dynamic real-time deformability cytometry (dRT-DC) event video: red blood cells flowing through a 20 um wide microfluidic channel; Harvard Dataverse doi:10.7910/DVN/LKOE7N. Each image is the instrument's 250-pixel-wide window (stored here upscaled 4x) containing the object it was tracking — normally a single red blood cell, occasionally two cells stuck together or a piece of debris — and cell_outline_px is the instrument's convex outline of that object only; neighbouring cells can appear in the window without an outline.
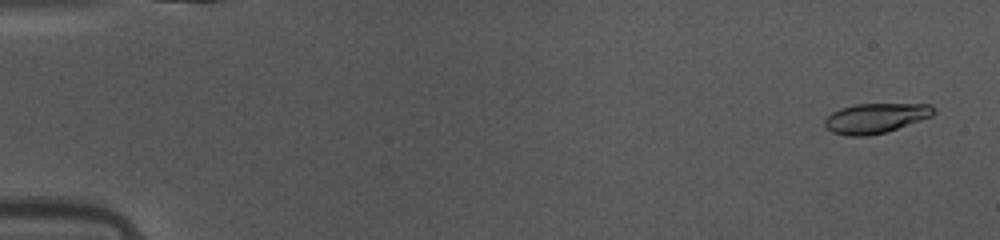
{"species": "common noctule bat (a hibernating species)", "species_latin": "Nyctalus noctula", "temperature_condition": "warm", "stored_images_in_passage": 48, "camera_frame_rate_fps": 3000, "um_per_image_px": 0.085, "animal": {"sex": "female", "body_mass_g": 10.0, "forearm_length_mm": 53.1}, "frame": {"image": 1, "passage_image": 2, "time_ms": 0.333, "image_size_px": [1000, 240], "cell_outline_px": [[936, 112], [932, 116], [884, 132], [868, 136], [848, 136], [832, 132], [824, 124], [824, 120], [832, 112], [840, 108], [856, 104], [932, 104], [936, 108]], "centroid_in_image_um": [74.43, 10.03], "position_along_channel_um": 10.6, "area_um2": 18.84}}
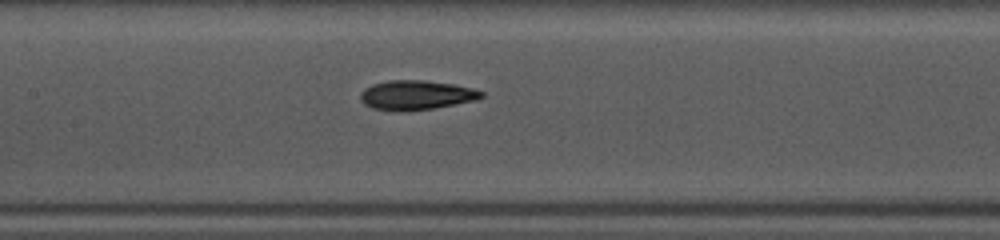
{"frame": {"image": 2, "passage_image": 23, "time_ms": 7.333, "image_size_px": [1000, 240], "cell_outline_px": [[484, 96], [476, 100], [436, 108], [396, 112], [372, 108], [364, 104], [360, 100], [360, 92], [364, 88], [372, 84], [388, 80], [424, 80], [452, 84], [472, 88], [484, 92]], "centroid_in_image_um": [35.35, 8.09], "position_along_channel_um": 172.1, "area_um2": 20.98}}
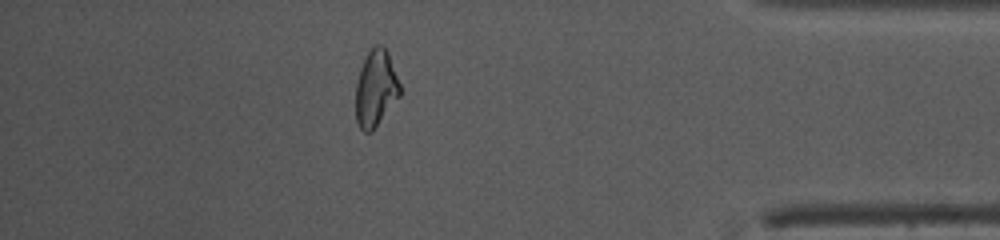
{"frame": {"image": 3, "passage_image": 42, "time_ms": 13.667, "image_size_px": [1000, 240], "cell_outline_px": [[400, 96], [372, 132], [364, 132], [360, 128], [356, 120], [356, 80], [360, 68], [368, 52], [376, 44], [380, 44], [388, 52], [400, 84]], "centroid_in_image_um": [31.93, 7.53], "position_along_channel_um": 403.3, "area_um2": 19.71}, "authors_computed_cell_mechanics": {"area_um2": 19.9121, "velocity_mm_per_s": 4.1737, "shape_relaxation_time_tau1_ms": 5.0203, "shape_relaxation_time_tau2_ms": 2.9893, "deformation_change_tau1": 0.1639, "deformation_change_tau2": 0.0988}}